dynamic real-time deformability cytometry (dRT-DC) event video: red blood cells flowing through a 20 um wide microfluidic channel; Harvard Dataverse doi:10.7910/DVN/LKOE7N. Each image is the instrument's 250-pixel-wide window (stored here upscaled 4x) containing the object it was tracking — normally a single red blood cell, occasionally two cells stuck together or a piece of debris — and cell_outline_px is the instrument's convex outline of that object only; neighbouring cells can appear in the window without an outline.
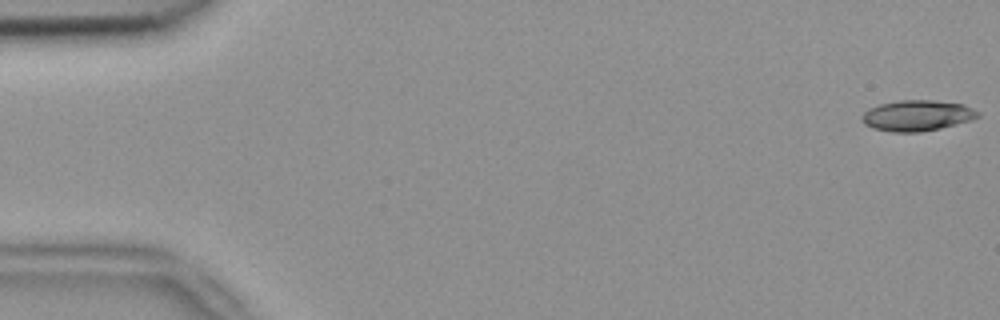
{"species": "common noctule bat (a hibernating species)", "species_latin": "Nyctalus noctula", "temperature_condition": "room temperature", "stored_images_in_passage": 8, "camera_frame_rate_fps": 3000, "um_per_image_px": 0.085, "animal": {"sex": "female", "body_mass_g": 18.4}, "frame": {"image": 1, "passage_image": 1, "time_ms": 0.0, "image_size_px": [1000, 320], "cell_outline_px": [[980, 116], [968, 120], [940, 128], [920, 132], [892, 132], [872, 128], [864, 124], [860, 120], [860, 116], [868, 108], [880, 104], [900, 100], [932, 100], [964, 104], [980, 112]], "centroid_in_image_um": [77.9, 9.82], "position_along_channel_um": 7.1, "area_um2": 20.81}}